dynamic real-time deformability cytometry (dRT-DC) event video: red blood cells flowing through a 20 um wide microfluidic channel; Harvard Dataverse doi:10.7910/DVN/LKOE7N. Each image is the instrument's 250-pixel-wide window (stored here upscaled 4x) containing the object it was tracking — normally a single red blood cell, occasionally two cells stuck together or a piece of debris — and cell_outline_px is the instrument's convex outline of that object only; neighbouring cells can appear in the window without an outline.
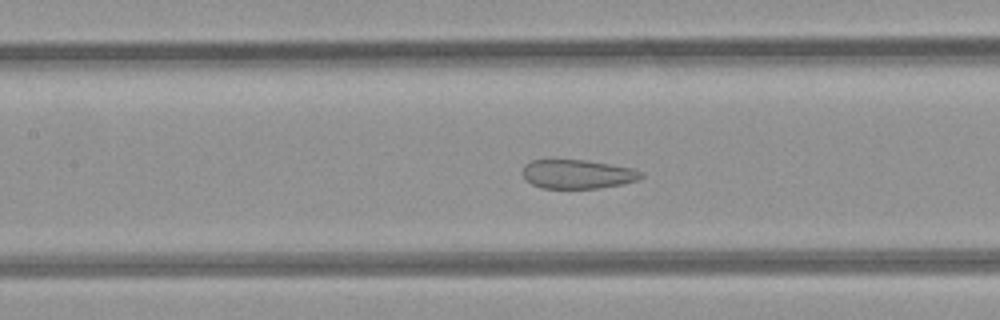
{"species": "common noctule bat (a hibernating species)", "species_latin": "Nyctalus noctula", "temperature_condition": "room temperature", "stored_images_in_passage": 49, "camera_frame_rate_fps": 3000, "um_per_image_px": 0.085, "animal": {"sex": "female", "body_mass_g": 21.9}, "frame": {"image": 1, "passage_image": 22, "time_ms": 7.0, "image_size_px": [1000, 320], "cell_outline_px": [[644, 176], [636, 180], [620, 184], [600, 188], [540, 188], [524, 180], [524, 168], [532, 160], [584, 160], [632, 168], [640, 172]], "centroid_in_image_um": [49.07, 14.81], "position_along_channel_um": 158.3, "area_um2": 19.65}}
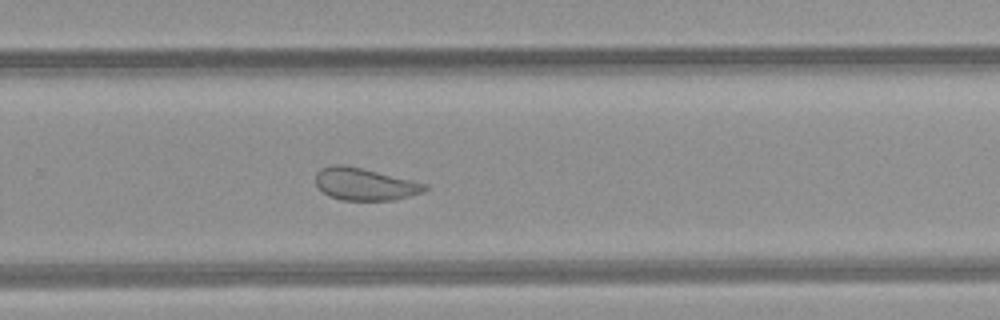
{"frame": {"image": 2, "passage_image": 32, "time_ms": 10.333, "image_size_px": [1000, 320], "cell_outline_px": [[428, 188], [420, 192], [408, 196], [392, 200], [340, 200], [328, 196], [316, 184], [316, 172], [320, 168], [332, 164], [340, 164], [360, 168], [412, 180], [428, 184]], "centroid_in_image_um": [30.96, 15.65], "position_along_channel_um": 298.8, "area_um2": 20.29}}
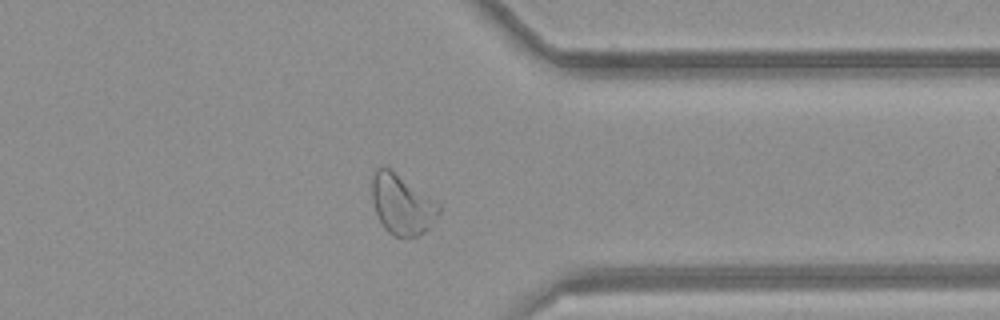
{"frame": {"image": 3, "passage_image": 38, "time_ms": 12.333, "image_size_px": [1000, 320], "cell_outline_px": [[440, 212], [432, 224], [420, 236], [396, 236], [388, 232], [384, 228], [376, 212], [372, 200], [372, 176], [376, 168], [380, 164], [388, 168], [440, 204]], "centroid_in_image_um": [34.15, 17.38], "position_along_channel_um": 377.3, "area_um2": 23.06}, "authors_computed_cell_mechanics": {"area_um2": 25.6054, "velocity_mm_per_s": 4.2309, "shape_relaxation_time_tau1_ms": null, "shape_relaxation_time_tau2_ms": 1.019, "deformation_change_tau1": null, "deformation_change_tau2": 0.085}}